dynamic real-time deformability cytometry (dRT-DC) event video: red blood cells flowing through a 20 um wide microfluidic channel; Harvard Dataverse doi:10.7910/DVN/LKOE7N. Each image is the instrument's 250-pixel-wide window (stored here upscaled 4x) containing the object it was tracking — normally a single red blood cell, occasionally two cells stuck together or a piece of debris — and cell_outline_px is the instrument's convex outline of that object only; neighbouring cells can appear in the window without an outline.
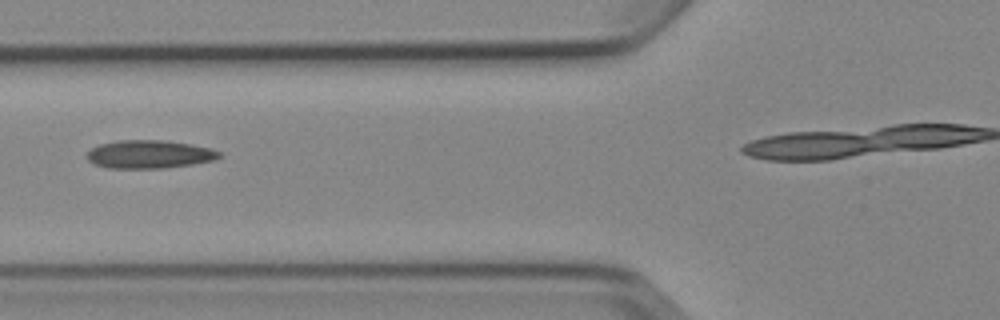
{"species": "Egyptian fruit bat (a non-hibernating species)", "species_latin": "Rousettus aegyptiacus", "temperature_condition": "cold", "stored_images_in_passage": 5, "segment_of_instrument_passage": [1, 2], "camera_frame_rate_fps": 3000, "um_per_image_px": 0.085, "animal": {"sex": "female"}, "frame": {"image": 1, "passage_image": 4, "time_ms": 4.333, "image_size_px": [1000, 320], "cell_outline_px": [[224, 156], [216, 160], [192, 164], [164, 168], [108, 168], [92, 164], [88, 160], [88, 152], [92, 148], [100, 144], [116, 140], [164, 140], [192, 144], [212, 148], [220, 152]], "centroid_in_image_um": [12.74, 13.11], "position_along_channel_um": 113.1, "area_um2": 21.96}}